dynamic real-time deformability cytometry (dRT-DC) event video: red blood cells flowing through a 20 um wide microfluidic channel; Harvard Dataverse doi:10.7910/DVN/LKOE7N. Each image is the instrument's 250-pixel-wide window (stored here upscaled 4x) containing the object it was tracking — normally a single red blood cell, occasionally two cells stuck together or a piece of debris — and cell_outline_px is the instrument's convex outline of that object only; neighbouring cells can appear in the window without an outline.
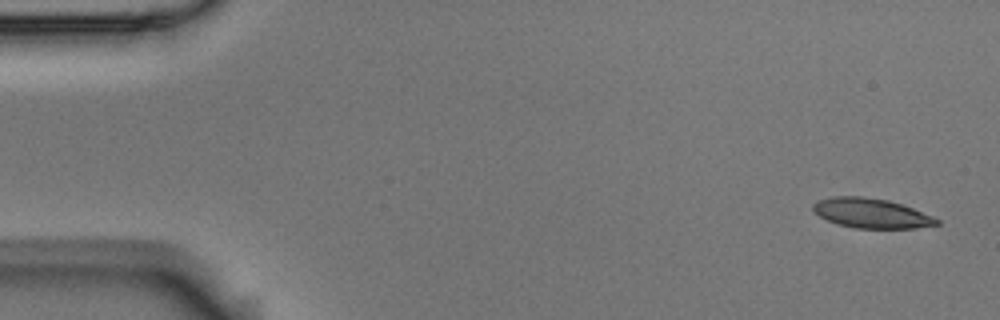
{"species": "Egyptian fruit bat (a non-hibernating species)", "species_latin": "Rousettus aegyptiacus", "temperature_condition": "room temperature", "stored_images_in_passage": 4, "camera_frame_rate_fps": 3000, "um_per_image_px": 0.085, "animal": {"sex": "male"}, "frame": {"image": 1, "passage_image": 1, "time_ms": 0.0, "image_size_px": [1000, 320], "cell_outline_px": [[940, 224], [916, 228], [856, 228], [836, 224], [820, 216], [812, 208], [812, 204], [820, 200], [832, 196], [864, 196], [888, 200], [912, 208], [932, 216], [940, 220]], "centroid_in_image_um": [74.06, 18.12], "position_along_channel_um": 10.9, "area_um2": 21.27}}
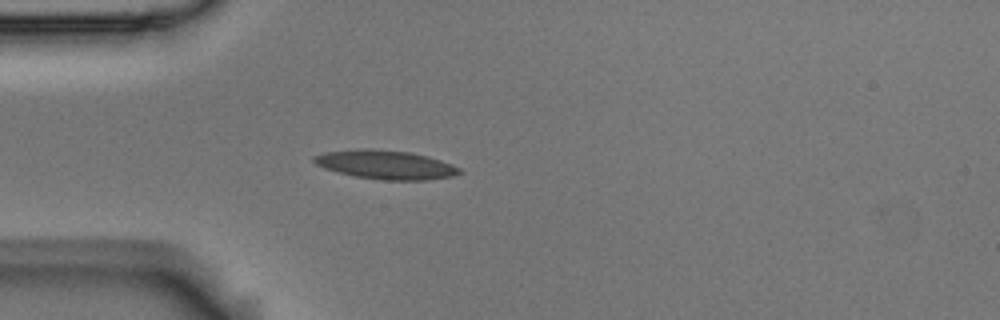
{"frame": {"image": 2, "passage_image": 4, "time_ms": 1.0, "image_size_px": [1000, 320], "cell_outline_px": [[464, 172], [456, 176], [428, 180], [384, 180], [356, 176], [324, 168], [316, 164], [312, 160], [312, 156], [324, 152], [356, 148], [372, 148], [408, 152], [428, 156], [452, 164], [460, 168]], "centroid_in_image_um": [32.8, 13.99], "position_along_channel_um": 52.2, "area_um2": 24.68}}